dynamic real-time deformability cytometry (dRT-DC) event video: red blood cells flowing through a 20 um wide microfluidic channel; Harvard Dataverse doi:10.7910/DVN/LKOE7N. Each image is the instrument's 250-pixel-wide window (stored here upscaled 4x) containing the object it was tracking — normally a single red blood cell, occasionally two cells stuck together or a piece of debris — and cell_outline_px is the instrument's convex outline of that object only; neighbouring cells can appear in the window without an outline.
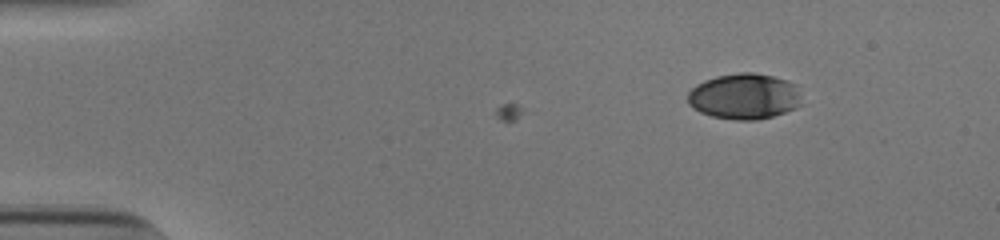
{"species": "human", "species_latin": "Homo sapiens", "temperature_condition": "cold", "stored_images_in_passage": 5, "camera_frame_rate_fps": 3000, "um_per_image_px": 0.085, "donor": {"sex": "male"}, "frame": {"image": 1, "passage_image": 1, "time_ms": 0.0, "image_size_px": [1000, 240], "cell_outline_px": [[800, 104], [796, 108], [772, 116], [756, 120], [736, 120], [712, 116], [700, 112], [692, 108], [688, 104], [688, 92], [696, 84], [704, 80], [716, 76], [740, 72], [752, 72], [772, 76], [788, 80], [796, 84], [800, 96]], "centroid_in_image_um": [63.25, 8.18], "position_along_channel_um": 21.7, "area_um2": 30.52}}